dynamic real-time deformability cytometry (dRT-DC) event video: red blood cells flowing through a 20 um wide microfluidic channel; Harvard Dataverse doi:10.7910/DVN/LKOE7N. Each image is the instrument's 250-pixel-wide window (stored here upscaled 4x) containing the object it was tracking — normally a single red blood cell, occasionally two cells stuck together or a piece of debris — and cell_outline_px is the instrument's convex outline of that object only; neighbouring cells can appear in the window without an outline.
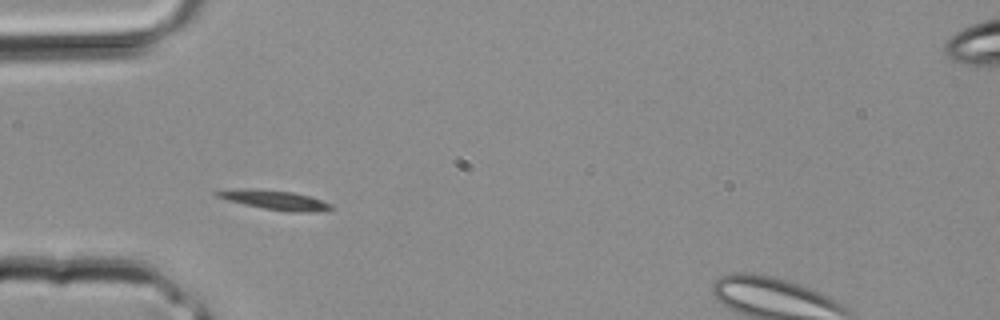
{"species": "common noctule bat (a hibernating species)", "species_latin": "Nyctalus noctula", "temperature_condition": "room temperature", "stored_images_in_passage": 2, "camera_frame_rate_fps": 3000, "um_per_image_px": 0.085, "animal": {"sex": "male", "body_mass_g": 20.4}, "frame": {"image": 1, "passage_image": 1, "time_ms": 0.0, "image_size_px": [1000, 320], "cell_outline_px": [[336, 208], [312, 212], [288, 212], [264, 208], [244, 204], [228, 200], [216, 196], [212, 192], [248, 188], [292, 192], [308, 196], [332, 204]], "centroid_in_image_um": [23.39, 17.01], "position_along_channel_um": 61.6, "area_um2": 12.6}}